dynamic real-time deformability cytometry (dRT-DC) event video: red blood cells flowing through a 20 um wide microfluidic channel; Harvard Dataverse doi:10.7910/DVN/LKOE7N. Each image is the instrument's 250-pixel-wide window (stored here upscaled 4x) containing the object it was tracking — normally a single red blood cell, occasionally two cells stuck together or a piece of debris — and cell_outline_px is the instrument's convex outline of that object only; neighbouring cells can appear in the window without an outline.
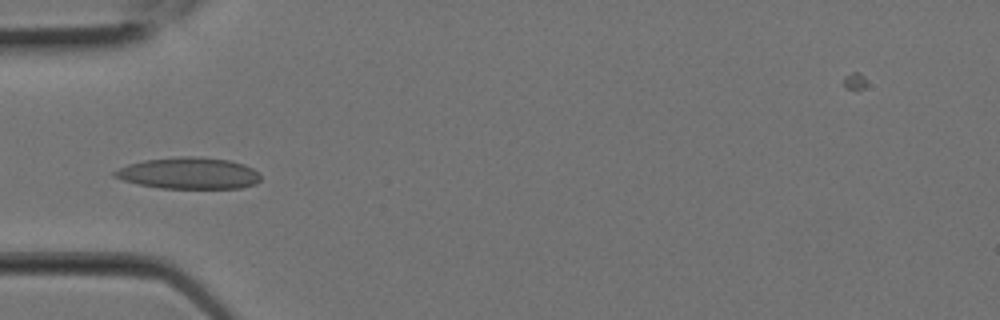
{"species": "Egyptian fruit bat (a non-hibernating species)", "species_latin": "Rousettus aegyptiacus", "temperature_condition": "room temperature", "stored_images_in_passage": 2, "camera_frame_rate_fps": 3000, "um_per_image_px": 0.085, "animal": {"sex": "female"}, "frame": {"image": 1, "passage_image": 2, "time_ms": 0.333, "image_size_px": [1000, 320], "cell_outline_px": [[260, 180], [256, 184], [240, 188], [160, 188], [136, 184], [112, 176], [112, 172], [128, 164], [144, 160], [180, 156], [192, 156], [228, 160], [244, 164], [260, 172]], "centroid_in_image_um": [16.05, 14.73], "position_along_channel_um": 69.0, "area_um2": 26.88}}